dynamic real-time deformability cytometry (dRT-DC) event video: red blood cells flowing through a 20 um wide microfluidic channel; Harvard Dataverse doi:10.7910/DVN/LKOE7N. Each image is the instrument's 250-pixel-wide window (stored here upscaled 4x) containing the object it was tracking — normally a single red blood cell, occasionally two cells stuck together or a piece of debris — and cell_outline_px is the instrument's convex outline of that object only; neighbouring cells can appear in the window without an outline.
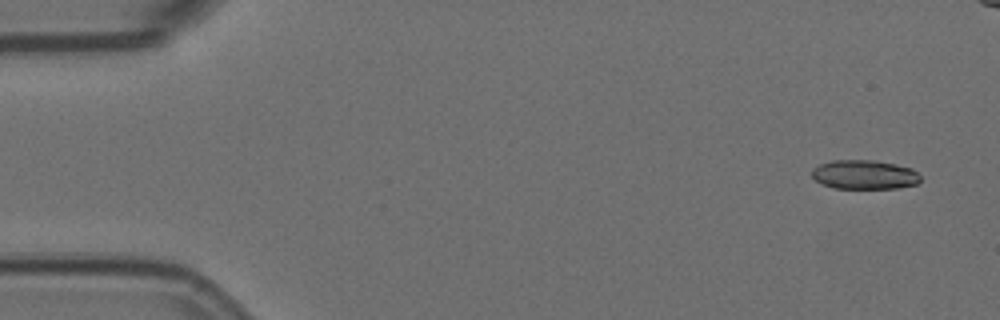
{"species": "Egyptian fruit bat (a non-hibernating species)", "species_latin": "Rousettus aegyptiacus", "temperature_condition": "room temperature", "stored_images_in_passage": 5, "camera_frame_rate_fps": 3000, "um_per_image_px": 0.085, "animal": {"sex": "female"}, "frame": {"image": 1, "passage_image": 1, "time_ms": 0.0, "image_size_px": [1000, 320], "cell_outline_px": [[920, 180], [916, 184], [896, 188], [832, 188], [816, 180], [812, 176], [812, 168], [820, 164], [832, 160], [872, 160], [896, 164], [912, 168], [920, 176]], "centroid_in_image_um": [73.47, 14.84], "position_along_channel_um": 11.5, "area_um2": 18.38}}
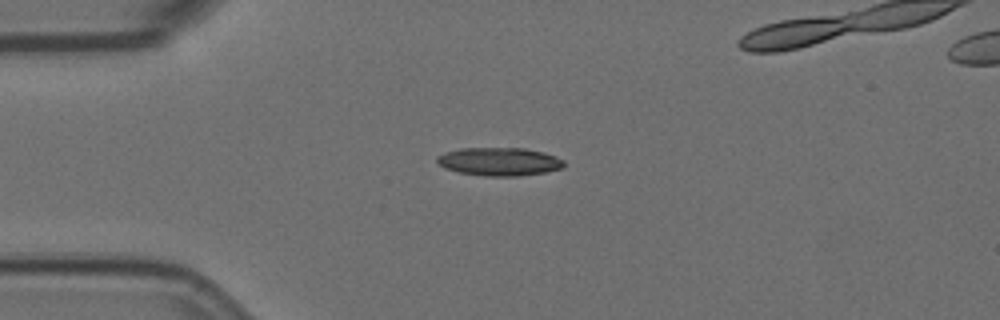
{"frame": {"image": 2, "passage_image": 4, "time_ms": 1.0, "image_size_px": [1000, 320], "cell_outline_px": [[564, 168], [544, 172], [516, 176], [484, 176], [460, 172], [444, 168], [436, 160], [436, 156], [444, 152], [460, 148], [524, 148], [544, 152], [556, 156], [564, 160]], "centroid_in_image_um": [42.44, 13.73], "position_along_channel_um": 42.6, "area_um2": 20.92}}